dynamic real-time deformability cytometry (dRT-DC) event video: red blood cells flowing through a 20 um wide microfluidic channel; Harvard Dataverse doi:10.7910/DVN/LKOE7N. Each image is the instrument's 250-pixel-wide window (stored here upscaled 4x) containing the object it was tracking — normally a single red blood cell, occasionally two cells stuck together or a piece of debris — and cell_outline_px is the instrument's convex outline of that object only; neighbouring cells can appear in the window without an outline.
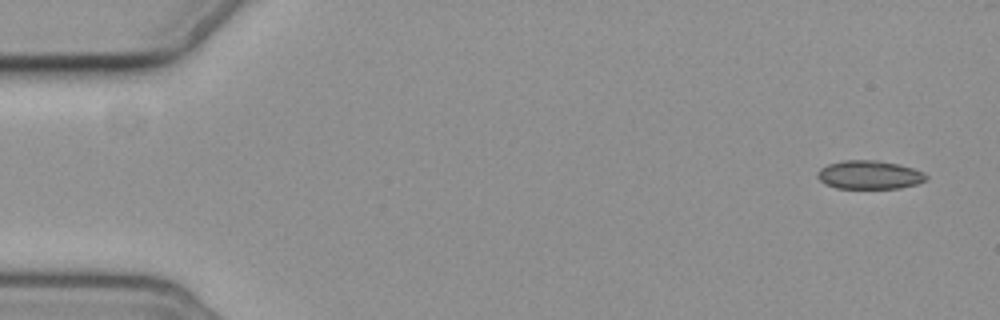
{"species": "common noctule bat (a hibernating species)", "species_latin": "Nyctalus noctula", "temperature_condition": "cold", "stored_images_in_passage": 5, "camera_frame_rate_fps": 3000, "um_per_image_px": 0.085, "animal": {"sex": "female", "body_mass_g": 19.3, "forearm_length_mm": 54.1}, "frame": {"image": 1, "passage_image": 1, "time_ms": 0.0, "image_size_px": [1000, 320], "cell_outline_px": [[928, 176], [924, 180], [916, 184], [900, 188], [836, 188], [824, 184], [816, 176], [816, 172], [820, 168], [828, 164], [844, 160], [880, 160], [900, 164], [924, 172]], "centroid_in_image_um": [73.87, 14.85], "position_along_channel_um": 11.1, "area_um2": 18.21}}
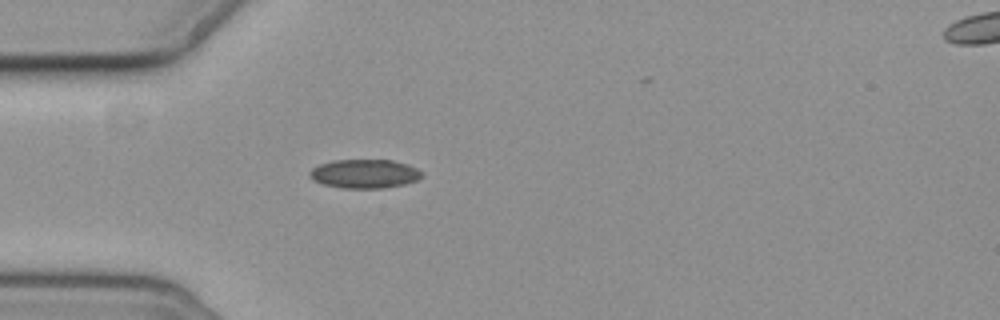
{"frame": {"image": 2, "passage_image": 5, "time_ms": 4.667, "image_size_px": [1000, 320], "cell_outline_px": [[424, 176], [416, 180], [404, 184], [384, 188], [344, 188], [324, 184], [312, 180], [308, 176], [308, 172], [312, 168], [320, 164], [332, 160], [392, 160], [408, 164], [416, 168]], "centroid_in_image_um": [30.96, 14.76], "position_along_channel_um": 54.0, "area_um2": 18.9}}